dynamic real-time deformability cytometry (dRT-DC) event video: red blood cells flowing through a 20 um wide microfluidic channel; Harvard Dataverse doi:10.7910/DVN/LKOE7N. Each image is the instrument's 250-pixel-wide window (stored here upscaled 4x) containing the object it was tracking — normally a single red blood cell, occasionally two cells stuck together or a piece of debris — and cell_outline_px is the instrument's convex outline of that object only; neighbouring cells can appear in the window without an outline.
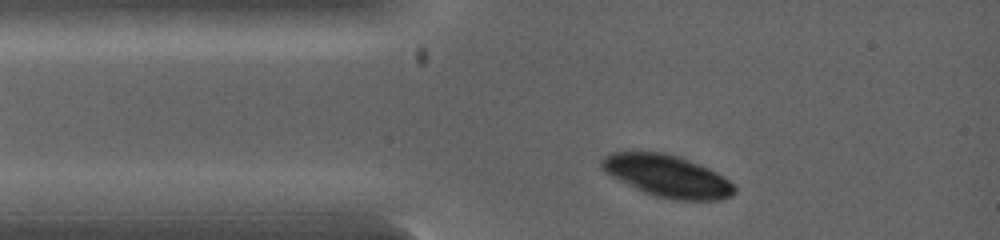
{"species": "common noctule bat (a hibernating species)", "species_latin": "Nyctalus noctula", "temperature_condition": "warm", "stored_images_in_passage": 3, "camera_frame_rate_fps": 5000, "um_per_image_px": 0.085, "animal": {"sex": "female", "body_mass_g": 19.0, "forearm_length_mm": 53.3}, "frame": {"image": 1, "passage_image": 1, "time_ms": 0.0, "image_size_px": [1000, 240], "cell_outline_px": [[736, 192], [732, 196], [720, 200], [672, 200], [656, 196], [644, 192], [604, 172], [600, 164], [600, 160], [604, 156], [612, 152], [664, 152], [680, 156], [708, 168], [716, 172], [728, 180], [736, 188]], "centroid_in_image_um": [56.73, 14.96], "position_along_channel_um": 28.3, "area_um2": 32.43}}